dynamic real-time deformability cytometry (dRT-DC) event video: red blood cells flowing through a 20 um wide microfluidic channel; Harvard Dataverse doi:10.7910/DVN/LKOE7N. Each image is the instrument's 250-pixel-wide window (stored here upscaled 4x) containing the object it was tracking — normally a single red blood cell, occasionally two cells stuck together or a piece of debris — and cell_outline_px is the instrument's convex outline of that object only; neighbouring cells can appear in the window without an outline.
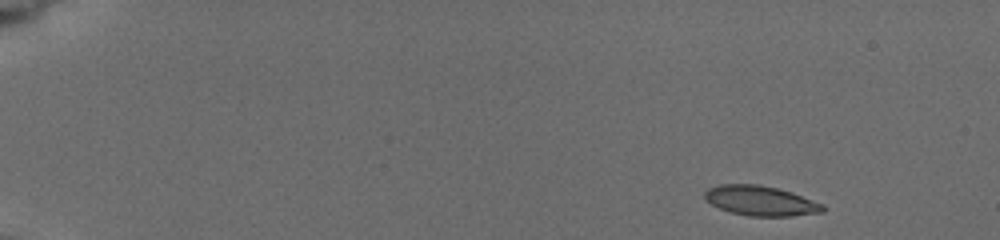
{"species": "common noctule bat (a hibernating species)", "species_latin": "Nyctalus noctula", "temperature_condition": "cold", "stored_images_in_passage": 6, "camera_frame_rate_fps": 3000, "um_per_image_px": 0.085, "animal": {"sex": "female", "body_mass_g": 19.5, "forearm_length_mm": 54.1}, "frame": {"image": 1, "passage_image": 1, "time_ms": 0.0, "image_size_px": [1000, 240], "cell_outline_px": [[824, 212], [792, 216], [748, 216], [732, 212], [720, 208], [704, 200], [704, 192], [708, 188], [720, 184], [760, 184], [792, 192], [824, 204]], "centroid_in_image_um": [64.65, 17.06], "position_along_channel_um": 20.3, "area_um2": 20.63}}
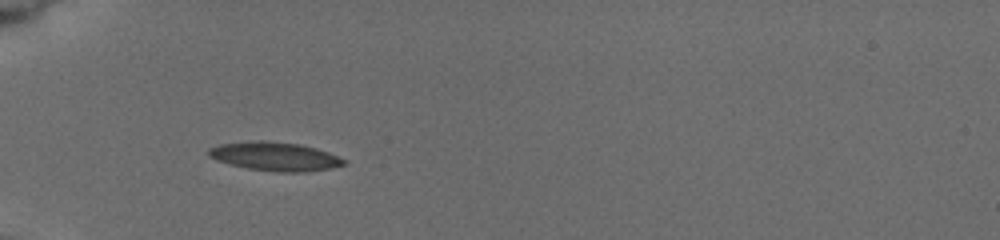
{"frame": {"image": 2, "passage_image": 5, "time_ms": 4.333, "image_size_px": [1000, 240], "cell_outline_px": [[348, 160], [344, 164], [332, 168], [304, 172], [276, 172], [248, 168], [216, 160], [208, 156], [208, 148], [220, 144], [252, 140], [264, 140], [300, 144], [316, 148], [328, 152]], "centroid_in_image_um": [23.38, 13.29], "position_along_channel_um": 61.6, "area_um2": 22.72}}